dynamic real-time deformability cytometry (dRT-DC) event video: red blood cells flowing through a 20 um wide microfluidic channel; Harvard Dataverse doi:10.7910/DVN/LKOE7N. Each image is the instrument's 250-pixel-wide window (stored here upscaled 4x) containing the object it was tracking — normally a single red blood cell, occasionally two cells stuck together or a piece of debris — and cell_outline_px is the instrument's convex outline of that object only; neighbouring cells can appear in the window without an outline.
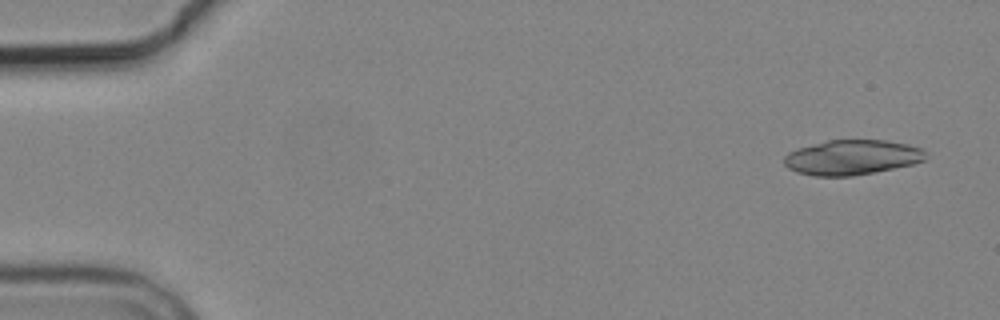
{"species": "common noctule bat (a hibernating species)", "species_latin": "Nyctalus noctula", "temperature_condition": "cold", "stored_images_in_passage": 5, "camera_frame_rate_fps": 3000, "um_per_image_px": 0.085, "animal": {"sex": "male", "body_mass_g": 19.2, "forearm_length_mm": 51.8}, "frame": {"image": 1, "passage_image": 1, "time_ms": 0.0, "image_size_px": [1000, 320], "cell_outline_px": [[928, 152], [924, 160], [912, 164], [852, 176], [812, 176], [796, 172], [788, 168], [784, 164], [784, 156], [788, 152], [800, 148], [828, 140], [888, 140], [908, 144], [920, 148]], "centroid_in_image_um": [72.41, 13.37], "position_along_channel_um": 12.6, "area_um2": 28.73}}
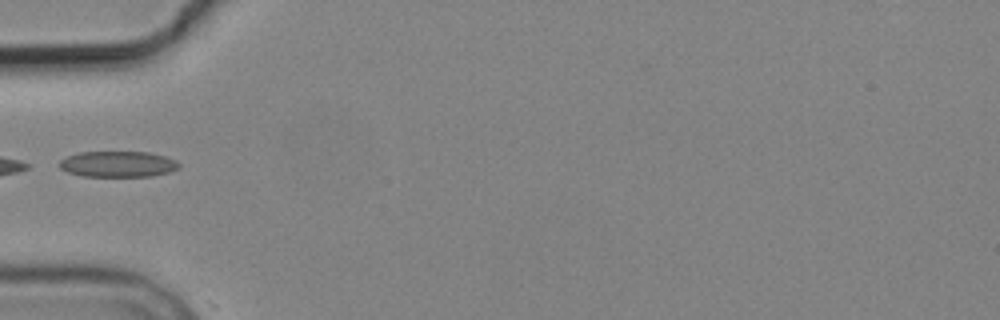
{"frame": {"image": 2, "passage_image": 5, "time_ms": 5.333, "image_size_px": [1000, 320], "cell_outline_px": [[180, 168], [168, 172], [152, 176], [84, 176], [68, 172], [60, 168], [60, 160], [68, 156], [80, 152], [148, 152], [164, 156], [176, 160], [180, 164]], "centroid_in_image_um": [10.05, 13.95], "position_along_channel_um": 75.0, "area_um2": 17.92}}